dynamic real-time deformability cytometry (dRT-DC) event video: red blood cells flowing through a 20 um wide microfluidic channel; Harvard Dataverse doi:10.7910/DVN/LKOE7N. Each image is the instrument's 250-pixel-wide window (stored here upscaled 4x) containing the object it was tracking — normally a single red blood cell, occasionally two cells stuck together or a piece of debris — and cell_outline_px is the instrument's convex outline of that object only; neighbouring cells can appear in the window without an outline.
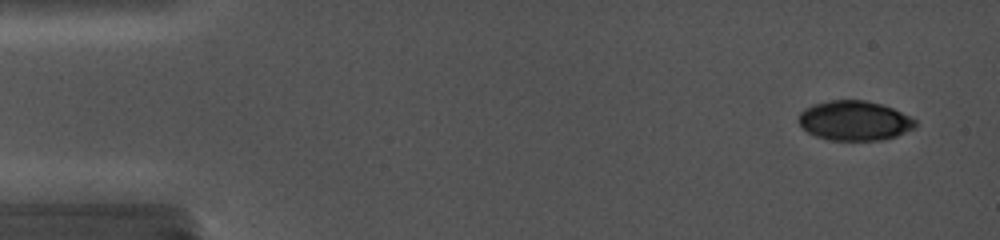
{"species": "common noctule bat (a hibernating species)", "species_latin": "Nyctalus noctula", "temperature_condition": "cold", "stored_images_in_passage": 11, "camera_frame_rate_fps": 5000, "um_per_image_px": 0.085, "animal": {"sex": "female", "body_mass_g": 19.0, "forearm_length_mm": 56.7}, "frame": {"image": 1, "passage_image": 2, "time_ms": 0.4, "image_size_px": [1000, 240], "cell_outline_px": [[916, 128], [896, 136], [880, 140], [828, 140], [816, 136], [808, 132], [800, 124], [800, 112], [804, 108], [816, 104], [832, 100], [864, 100], [880, 104], [892, 108], [916, 120]], "centroid_in_image_um": [72.65, 10.26], "position_along_channel_um": 12.4, "area_um2": 26.7}}